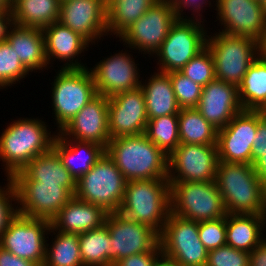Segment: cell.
<instances>
[{
	"instance_id": "obj_16",
	"label": "cell",
	"mask_w": 266,
	"mask_h": 266,
	"mask_svg": "<svg viewBox=\"0 0 266 266\" xmlns=\"http://www.w3.org/2000/svg\"><path fill=\"white\" fill-rule=\"evenodd\" d=\"M258 127V110H242L218 130L219 162L252 165V144Z\"/></svg>"
},
{
	"instance_id": "obj_15",
	"label": "cell",
	"mask_w": 266,
	"mask_h": 266,
	"mask_svg": "<svg viewBox=\"0 0 266 266\" xmlns=\"http://www.w3.org/2000/svg\"><path fill=\"white\" fill-rule=\"evenodd\" d=\"M17 196V213L52 220L74 196L59 184L38 183L32 179H12Z\"/></svg>"
},
{
	"instance_id": "obj_18",
	"label": "cell",
	"mask_w": 266,
	"mask_h": 266,
	"mask_svg": "<svg viewBox=\"0 0 266 266\" xmlns=\"http://www.w3.org/2000/svg\"><path fill=\"white\" fill-rule=\"evenodd\" d=\"M124 52V53H123ZM128 50H121L115 55L107 56L89 68L97 94L111 97L118 93L140 87V69Z\"/></svg>"
},
{
	"instance_id": "obj_29",
	"label": "cell",
	"mask_w": 266,
	"mask_h": 266,
	"mask_svg": "<svg viewBox=\"0 0 266 266\" xmlns=\"http://www.w3.org/2000/svg\"><path fill=\"white\" fill-rule=\"evenodd\" d=\"M147 80L146 83L142 81L140 87L145 97L148 120L178 114L180 107L175 98L170 75L157 71Z\"/></svg>"
},
{
	"instance_id": "obj_23",
	"label": "cell",
	"mask_w": 266,
	"mask_h": 266,
	"mask_svg": "<svg viewBox=\"0 0 266 266\" xmlns=\"http://www.w3.org/2000/svg\"><path fill=\"white\" fill-rule=\"evenodd\" d=\"M42 31L49 65L51 64L50 61L58 59V61L65 63L61 65V69H82L87 67V65L85 66L81 63V60L80 62L78 61V57L82 52L84 53V51L88 50L87 47L90 44L84 37L73 32L69 27L62 25L59 21L48 25Z\"/></svg>"
},
{
	"instance_id": "obj_20",
	"label": "cell",
	"mask_w": 266,
	"mask_h": 266,
	"mask_svg": "<svg viewBox=\"0 0 266 266\" xmlns=\"http://www.w3.org/2000/svg\"><path fill=\"white\" fill-rule=\"evenodd\" d=\"M58 21L80 34L91 45L108 35L107 4L104 0L61 1Z\"/></svg>"
},
{
	"instance_id": "obj_33",
	"label": "cell",
	"mask_w": 266,
	"mask_h": 266,
	"mask_svg": "<svg viewBox=\"0 0 266 266\" xmlns=\"http://www.w3.org/2000/svg\"><path fill=\"white\" fill-rule=\"evenodd\" d=\"M158 0H111L107 3L108 35L118 38ZM111 33V34H110ZM118 36V37H117Z\"/></svg>"
},
{
	"instance_id": "obj_24",
	"label": "cell",
	"mask_w": 266,
	"mask_h": 266,
	"mask_svg": "<svg viewBox=\"0 0 266 266\" xmlns=\"http://www.w3.org/2000/svg\"><path fill=\"white\" fill-rule=\"evenodd\" d=\"M108 214L101 206L73 196L50 222L51 227L55 230L81 234L102 227Z\"/></svg>"
},
{
	"instance_id": "obj_7",
	"label": "cell",
	"mask_w": 266,
	"mask_h": 266,
	"mask_svg": "<svg viewBox=\"0 0 266 266\" xmlns=\"http://www.w3.org/2000/svg\"><path fill=\"white\" fill-rule=\"evenodd\" d=\"M169 183L172 214L197 222L226 217L223 198L215 181Z\"/></svg>"
},
{
	"instance_id": "obj_26",
	"label": "cell",
	"mask_w": 266,
	"mask_h": 266,
	"mask_svg": "<svg viewBox=\"0 0 266 266\" xmlns=\"http://www.w3.org/2000/svg\"><path fill=\"white\" fill-rule=\"evenodd\" d=\"M11 179H32L38 183L59 184L66 187L73 195L76 192V180L53 149L31 160Z\"/></svg>"
},
{
	"instance_id": "obj_36",
	"label": "cell",
	"mask_w": 266,
	"mask_h": 266,
	"mask_svg": "<svg viewBox=\"0 0 266 266\" xmlns=\"http://www.w3.org/2000/svg\"><path fill=\"white\" fill-rule=\"evenodd\" d=\"M144 134L169 156L180 145L178 114L149 119Z\"/></svg>"
},
{
	"instance_id": "obj_52",
	"label": "cell",
	"mask_w": 266,
	"mask_h": 266,
	"mask_svg": "<svg viewBox=\"0 0 266 266\" xmlns=\"http://www.w3.org/2000/svg\"><path fill=\"white\" fill-rule=\"evenodd\" d=\"M262 52L266 55V40L262 43Z\"/></svg>"
},
{
	"instance_id": "obj_17",
	"label": "cell",
	"mask_w": 266,
	"mask_h": 266,
	"mask_svg": "<svg viewBox=\"0 0 266 266\" xmlns=\"http://www.w3.org/2000/svg\"><path fill=\"white\" fill-rule=\"evenodd\" d=\"M217 18L223 26L219 32L247 36L261 44L266 40V17L256 0H215Z\"/></svg>"
},
{
	"instance_id": "obj_43",
	"label": "cell",
	"mask_w": 266,
	"mask_h": 266,
	"mask_svg": "<svg viewBox=\"0 0 266 266\" xmlns=\"http://www.w3.org/2000/svg\"><path fill=\"white\" fill-rule=\"evenodd\" d=\"M162 260L161 250L139 253L118 261L114 266H157Z\"/></svg>"
},
{
	"instance_id": "obj_22",
	"label": "cell",
	"mask_w": 266,
	"mask_h": 266,
	"mask_svg": "<svg viewBox=\"0 0 266 266\" xmlns=\"http://www.w3.org/2000/svg\"><path fill=\"white\" fill-rule=\"evenodd\" d=\"M196 109L218 130L225 127L243 110L238 87L218 79L209 82L202 89Z\"/></svg>"
},
{
	"instance_id": "obj_11",
	"label": "cell",
	"mask_w": 266,
	"mask_h": 266,
	"mask_svg": "<svg viewBox=\"0 0 266 266\" xmlns=\"http://www.w3.org/2000/svg\"><path fill=\"white\" fill-rule=\"evenodd\" d=\"M171 0H158L120 36V42L138 53L153 56L166 39L171 26L177 21Z\"/></svg>"
},
{
	"instance_id": "obj_50",
	"label": "cell",
	"mask_w": 266,
	"mask_h": 266,
	"mask_svg": "<svg viewBox=\"0 0 266 266\" xmlns=\"http://www.w3.org/2000/svg\"><path fill=\"white\" fill-rule=\"evenodd\" d=\"M0 7H3L6 11L10 12L12 0H0Z\"/></svg>"
},
{
	"instance_id": "obj_51",
	"label": "cell",
	"mask_w": 266,
	"mask_h": 266,
	"mask_svg": "<svg viewBox=\"0 0 266 266\" xmlns=\"http://www.w3.org/2000/svg\"><path fill=\"white\" fill-rule=\"evenodd\" d=\"M157 266H175V265H172V264H170V263H168V262H166V261H164V260H161V261L157 264Z\"/></svg>"
},
{
	"instance_id": "obj_30",
	"label": "cell",
	"mask_w": 266,
	"mask_h": 266,
	"mask_svg": "<svg viewBox=\"0 0 266 266\" xmlns=\"http://www.w3.org/2000/svg\"><path fill=\"white\" fill-rule=\"evenodd\" d=\"M61 0H12L10 13L22 27L43 29L58 22Z\"/></svg>"
},
{
	"instance_id": "obj_48",
	"label": "cell",
	"mask_w": 266,
	"mask_h": 266,
	"mask_svg": "<svg viewBox=\"0 0 266 266\" xmlns=\"http://www.w3.org/2000/svg\"><path fill=\"white\" fill-rule=\"evenodd\" d=\"M0 266H39L24 258H19L10 251L0 247Z\"/></svg>"
},
{
	"instance_id": "obj_39",
	"label": "cell",
	"mask_w": 266,
	"mask_h": 266,
	"mask_svg": "<svg viewBox=\"0 0 266 266\" xmlns=\"http://www.w3.org/2000/svg\"><path fill=\"white\" fill-rule=\"evenodd\" d=\"M175 93V98L180 109L197 108L203 87L180 71L168 73Z\"/></svg>"
},
{
	"instance_id": "obj_5",
	"label": "cell",
	"mask_w": 266,
	"mask_h": 266,
	"mask_svg": "<svg viewBox=\"0 0 266 266\" xmlns=\"http://www.w3.org/2000/svg\"><path fill=\"white\" fill-rule=\"evenodd\" d=\"M207 47L214 60L216 79L237 87L253 61L262 52V44L256 39L223 32L208 35Z\"/></svg>"
},
{
	"instance_id": "obj_32",
	"label": "cell",
	"mask_w": 266,
	"mask_h": 266,
	"mask_svg": "<svg viewBox=\"0 0 266 266\" xmlns=\"http://www.w3.org/2000/svg\"><path fill=\"white\" fill-rule=\"evenodd\" d=\"M178 124L180 144L217 145L218 129L196 108L180 109Z\"/></svg>"
},
{
	"instance_id": "obj_9",
	"label": "cell",
	"mask_w": 266,
	"mask_h": 266,
	"mask_svg": "<svg viewBox=\"0 0 266 266\" xmlns=\"http://www.w3.org/2000/svg\"><path fill=\"white\" fill-rule=\"evenodd\" d=\"M60 69L52 82V107L59 132L96 95L93 76L88 69Z\"/></svg>"
},
{
	"instance_id": "obj_38",
	"label": "cell",
	"mask_w": 266,
	"mask_h": 266,
	"mask_svg": "<svg viewBox=\"0 0 266 266\" xmlns=\"http://www.w3.org/2000/svg\"><path fill=\"white\" fill-rule=\"evenodd\" d=\"M180 72L202 87L215 80L214 60L208 47L193 57Z\"/></svg>"
},
{
	"instance_id": "obj_41",
	"label": "cell",
	"mask_w": 266,
	"mask_h": 266,
	"mask_svg": "<svg viewBox=\"0 0 266 266\" xmlns=\"http://www.w3.org/2000/svg\"><path fill=\"white\" fill-rule=\"evenodd\" d=\"M206 266H249V253L225 245L208 251Z\"/></svg>"
},
{
	"instance_id": "obj_44",
	"label": "cell",
	"mask_w": 266,
	"mask_h": 266,
	"mask_svg": "<svg viewBox=\"0 0 266 266\" xmlns=\"http://www.w3.org/2000/svg\"><path fill=\"white\" fill-rule=\"evenodd\" d=\"M172 3L174 4V8L176 10V15L179 19H200L205 21L204 19H202L203 15L200 13L203 10V7H205V4H209V6L211 5V1L209 0H171ZM207 1V2H206ZM209 2V3H208ZM203 5V6H202ZM190 8L191 10H193V13L191 15H193V17H188V16H183L184 13L183 12L185 9ZM196 16H195V14ZM200 17V18H199Z\"/></svg>"
},
{
	"instance_id": "obj_35",
	"label": "cell",
	"mask_w": 266,
	"mask_h": 266,
	"mask_svg": "<svg viewBox=\"0 0 266 266\" xmlns=\"http://www.w3.org/2000/svg\"><path fill=\"white\" fill-rule=\"evenodd\" d=\"M110 233L107 226L79 234L83 266H109Z\"/></svg>"
},
{
	"instance_id": "obj_28",
	"label": "cell",
	"mask_w": 266,
	"mask_h": 266,
	"mask_svg": "<svg viewBox=\"0 0 266 266\" xmlns=\"http://www.w3.org/2000/svg\"><path fill=\"white\" fill-rule=\"evenodd\" d=\"M265 230L266 215H226V245L232 248L250 253L265 239Z\"/></svg>"
},
{
	"instance_id": "obj_37",
	"label": "cell",
	"mask_w": 266,
	"mask_h": 266,
	"mask_svg": "<svg viewBox=\"0 0 266 266\" xmlns=\"http://www.w3.org/2000/svg\"><path fill=\"white\" fill-rule=\"evenodd\" d=\"M14 49L5 41L0 44V89L20 83V80L29 75Z\"/></svg>"
},
{
	"instance_id": "obj_53",
	"label": "cell",
	"mask_w": 266,
	"mask_h": 266,
	"mask_svg": "<svg viewBox=\"0 0 266 266\" xmlns=\"http://www.w3.org/2000/svg\"><path fill=\"white\" fill-rule=\"evenodd\" d=\"M262 8L264 9L265 17H266V0L262 1Z\"/></svg>"
},
{
	"instance_id": "obj_42",
	"label": "cell",
	"mask_w": 266,
	"mask_h": 266,
	"mask_svg": "<svg viewBox=\"0 0 266 266\" xmlns=\"http://www.w3.org/2000/svg\"><path fill=\"white\" fill-rule=\"evenodd\" d=\"M6 186H0V237L10 220L17 214V196L11 177L6 178ZM12 202H14L12 204ZM15 204V205H14Z\"/></svg>"
},
{
	"instance_id": "obj_31",
	"label": "cell",
	"mask_w": 266,
	"mask_h": 266,
	"mask_svg": "<svg viewBox=\"0 0 266 266\" xmlns=\"http://www.w3.org/2000/svg\"><path fill=\"white\" fill-rule=\"evenodd\" d=\"M238 94L243 110L266 111V55L263 52L245 73Z\"/></svg>"
},
{
	"instance_id": "obj_2",
	"label": "cell",
	"mask_w": 266,
	"mask_h": 266,
	"mask_svg": "<svg viewBox=\"0 0 266 266\" xmlns=\"http://www.w3.org/2000/svg\"><path fill=\"white\" fill-rule=\"evenodd\" d=\"M215 182L227 214L266 215V187L253 165L219 162Z\"/></svg>"
},
{
	"instance_id": "obj_27",
	"label": "cell",
	"mask_w": 266,
	"mask_h": 266,
	"mask_svg": "<svg viewBox=\"0 0 266 266\" xmlns=\"http://www.w3.org/2000/svg\"><path fill=\"white\" fill-rule=\"evenodd\" d=\"M7 42L29 72L49 68L42 29L15 25Z\"/></svg>"
},
{
	"instance_id": "obj_19",
	"label": "cell",
	"mask_w": 266,
	"mask_h": 266,
	"mask_svg": "<svg viewBox=\"0 0 266 266\" xmlns=\"http://www.w3.org/2000/svg\"><path fill=\"white\" fill-rule=\"evenodd\" d=\"M108 116L111 139L145 133L148 117L142 88L109 97Z\"/></svg>"
},
{
	"instance_id": "obj_46",
	"label": "cell",
	"mask_w": 266,
	"mask_h": 266,
	"mask_svg": "<svg viewBox=\"0 0 266 266\" xmlns=\"http://www.w3.org/2000/svg\"><path fill=\"white\" fill-rule=\"evenodd\" d=\"M252 149H266V112L258 110V127Z\"/></svg>"
},
{
	"instance_id": "obj_1",
	"label": "cell",
	"mask_w": 266,
	"mask_h": 266,
	"mask_svg": "<svg viewBox=\"0 0 266 266\" xmlns=\"http://www.w3.org/2000/svg\"><path fill=\"white\" fill-rule=\"evenodd\" d=\"M6 127L0 136V161L4 163L6 177H12L31 160L49 152L57 134L51 135L48 125L39 118L20 117Z\"/></svg>"
},
{
	"instance_id": "obj_10",
	"label": "cell",
	"mask_w": 266,
	"mask_h": 266,
	"mask_svg": "<svg viewBox=\"0 0 266 266\" xmlns=\"http://www.w3.org/2000/svg\"><path fill=\"white\" fill-rule=\"evenodd\" d=\"M204 22L200 19H177L161 47L154 54L159 60L157 71L163 73L180 71L207 47L208 33L204 28Z\"/></svg>"
},
{
	"instance_id": "obj_34",
	"label": "cell",
	"mask_w": 266,
	"mask_h": 266,
	"mask_svg": "<svg viewBox=\"0 0 266 266\" xmlns=\"http://www.w3.org/2000/svg\"><path fill=\"white\" fill-rule=\"evenodd\" d=\"M50 233H53L55 238L51 241V245L46 242L43 266H83L79 249V234L64 233L52 227L48 235Z\"/></svg>"
},
{
	"instance_id": "obj_45",
	"label": "cell",
	"mask_w": 266,
	"mask_h": 266,
	"mask_svg": "<svg viewBox=\"0 0 266 266\" xmlns=\"http://www.w3.org/2000/svg\"><path fill=\"white\" fill-rule=\"evenodd\" d=\"M252 165L258 179L266 187V149H252Z\"/></svg>"
},
{
	"instance_id": "obj_21",
	"label": "cell",
	"mask_w": 266,
	"mask_h": 266,
	"mask_svg": "<svg viewBox=\"0 0 266 266\" xmlns=\"http://www.w3.org/2000/svg\"><path fill=\"white\" fill-rule=\"evenodd\" d=\"M57 133L65 139L92 142L106 149L111 140L108 97L97 94Z\"/></svg>"
},
{
	"instance_id": "obj_40",
	"label": "cell",
	"mask_w": 266,
	"mask_h": 266,
	"mask_svg": "<svg viewBox=\"0 0 266 266\" xmlns=\"http://www.w3.org/2000/svg\"><path fill=\"white\" fill-rule=\"evenodd\" d=\"M200 241L210 251L226 245V217L202 221L198 224Z\"/></svg>"
},
{
	"instance_id": "obj_4",
	"label": "cell",
	"mask_w": 266,
	"mask_h": 266,
	"mask_svg": "<svg viewBox=\"0 0 266 266\" xmlns=\"http://www.w3.org/2000/svg\"><path fill=\"white\" fill-rule=\"evenodd\" d=\"M118 212L129 219L148 225L160 234L171 213L168 179L127 181Z\"/></svg>"
},
{
	"instance_id": "obj_8",
	"label": "cell",
	"mask_w": 266,
	"mask_h": 266,
	"mask_svg": "<svg viewBox=\"0 0 266 266\" xmlns=\"http://www.w3.org/2000/svg\"><path fill=\"white\" fill-rule=\"evenodd\" d=\"M198 224L170 213L159 234L162 260L175 266H206L208 250L200 241Z\"/></svg>"
},
{
	"instance_id": "obj_14",
	"label": "cell",
	"mask_w": 266,
	"mask_h": 266,
	"mask_svg": "<svg viewBox=\"0 0 266 266\" xmlns=\"http://www.w3.org/2000/svg\"><path fill=\"white\" fill-rule=\"evenodd\" d=\"M218 164L217 145L180 144L168 156V181L213 182Z\"/></svg>"
},
{
	"instance_id": "obj_25",
	"label": "cell",
	"mask_w": 266,
	"mask_h": 266,
	"mask_svg": "<svg viewBox=\"0 0 266 266\" xmlns=\"http://www.w3.org/2000/svg\"><path fill=\"white\" fill-rule=\"evenodd\" d=\"M52 149L76 181L87 173L105 153V148L101 145L65 139L58 133L53 141Z\"/></svg>"
},
{
	"instance_id": "obj_13",
	"label": "cell",
	"mask_w": 266,
	"mask_h": 266,
	"mask_svg": "<svg viewBox=\"0 0 266 266\" xmlns=\"http://www.w3.org/2000/svg\"><path fill=\"white\" fill-rule=\"evenodd\" d=\"M51 227L48 219L33 218L17 213L0 237V247L19 258L43 266L46 237ZM47 238V239H46Z\"/></svg>"
},
{
	"instance_id": "obj_6",
	"label": "cell",
	"mask_w": 266,
	"mask_h": 266,
	"mask_svg": "<svg viewBox=\"0 0 266 266\" xmlns=\"http://www.w3.org/2000/svg\"><path fill=\"white\" fill-rule=\"evenodd\" d=\"M126 184L124 175L105 152L91 169L76 181L74 196L99 205L108 213L118 212Z\"/></svg>"
},
{
	"instance_id": "obj_49",
	"label": "cell",
	"mask_w": 266,
	"mask_h": 266,
	"mask_svg": "<svg viewBox=\"0 0 266 266\" xmlns=\"http://www.w3.org/2000/svg\"><path fill=\"white\" fill-rule=\"evenodd\" d=\"M249 266H266V238L249 253Z\"/></svg>"
},
{
	"instance_id": "obj_12",
	"label": "cell",
	"mask_w": 266,
	"mask_h": 266,
	"mask_svg": "<svg viewBox=\"0 0 266 266\" xmlns=\"http://www.w3.org/2000/svg\"><path fill=\"white\" fill-rule=\"evenodd\" d=\"M105 225L110 233L109 266L131 255L161 250L156 230L119 212L109 213Z\"/></svg>"
},
{
	"instance_id": "obj_3",
	"label": "cell",
	"mask_w": 266,
	"mask_h": 266,
	"mask_svg": "<svg viewBox=\"0 0 266 266\" xmlns=\"http://www.w3.org/2000/svg\"><path fill=\"white\" fill-rule=\"evenodd\" d=\"M105 152L127 181L168 179V156L144 133L113 138Z\"/></svg>"
},
{
	"instance_id": "obj_47",
	"label": "cell",
	"mask_w": 266,
	"mask_h": 266,
	"mask_svg": "<svg viewBox=\"0 0 266 266\" xmlns=\"http://www.w3.org/2000/svg\"><path fill=\"white\" fill-rule=\"evenodd\" d=\"M16 23L12 14L0 7V44L7 41Z\"/></svg>"
}]
</instances>
